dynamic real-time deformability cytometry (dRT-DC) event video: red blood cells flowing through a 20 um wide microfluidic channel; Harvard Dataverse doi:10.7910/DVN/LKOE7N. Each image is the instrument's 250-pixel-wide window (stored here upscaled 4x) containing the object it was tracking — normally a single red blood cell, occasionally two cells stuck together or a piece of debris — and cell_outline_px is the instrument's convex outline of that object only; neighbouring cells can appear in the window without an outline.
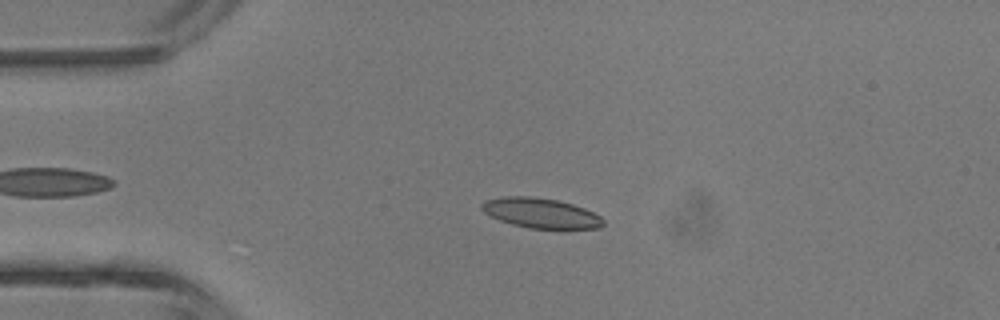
{"species": "common noctule bat (a hibernating species)", "species_latin": "Nyctalus noctula", "temperature_condition": "room temperature", "stored_images_in_passage": 6, "camera_frame_rate_fps": 3000, "um_per_image_px": 0.085, "animal": {"sex": "male", "body_mass_g": 13.3}, "frame": {"image": 1, "passage_image": 4, "time_ms": 3.333, "image_size_px": [1000, 320], "cell_outline_px": [[604, 224], [600, 228], [564, 232], [528, 228], [512, 224], [500, 220], [484, 212], [480, 208], [480, 204], [484, 200], [504, 196], [532, 196], [556, 200], [572, 204], [584, 208], [600, 216], [604, 220]], "centroid_in_image_um": [46.03, 18.16], "position_along_channel_um": 39.0, "area_um2": 22.14}}
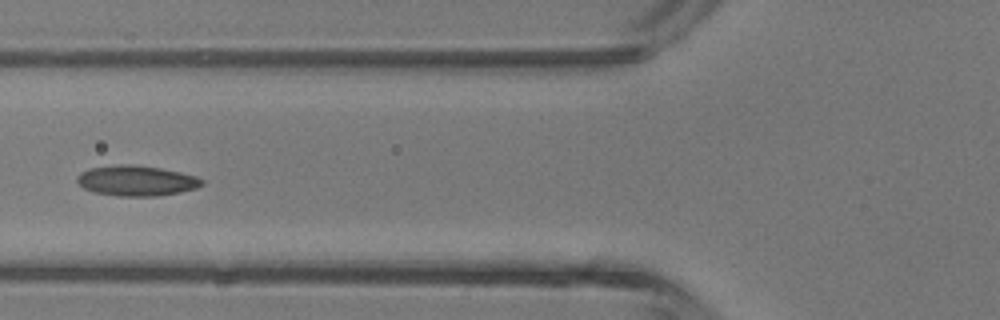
{"frame": {"image": 2, "passage_image": 6, "time_ms": 5.667, "image_size_px": [1000, 320], "cell_outline_px": [[204, 184], [196, 188], [180, 192], [156, 196], [120, 196], [96, 192], [84, 188], [76, 180], [76, 176], [80, 172], [88, 168], [120, 164], [132, 164], [160, 168], [180, 172], [196, 176], [204, 180]], "centroid_in_image_um": [11.6, 15.35], "position_along_channel_um": 114.2, "area_um2": 22.08}}